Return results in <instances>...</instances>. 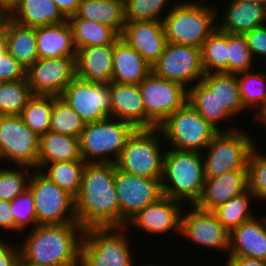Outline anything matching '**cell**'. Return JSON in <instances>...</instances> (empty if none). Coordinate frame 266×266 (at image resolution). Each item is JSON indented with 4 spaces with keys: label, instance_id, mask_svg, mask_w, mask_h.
Listing matches in <instances>:
<instances>
[{
    "label": "cell",
    "instance_id": "6da1fadb",
    "mask_svg": "<svg viewBox=\"0 0 266 266\" xmlns=\"http://www.w3.org/2000/svg\"><path fill=\"white\" fill-rule=\"evenodd\" d=\"M75 215L84 229L121 227L114 164L86 163L75 198Z\"/></svg>",
    "mask_w": 266,
    "mask_h": 266
},
{
    "label": "cell",
    "instance_id": "7a4b0ae2",
    "mask_svg": "<svg viewBox=\"0 0 266 266\" xmlns=\"http://www.w3.org/2000/svg\"><path fill=\"white\" fill-rule=\"evenodd\" d=\"M83 233L79 223L37 225L19 247L21 257L39 266H79Z\"/></svg>",
    "mask_w": 266,
    "mask_h": 266
},
{
    "label": "cell",
    "instance_id": "3957f363",
    "mask_svg": "<svg viewBox=\"0 0 266 266\" xmlns=\"http://www.w3.org/2000/svg\"><path fill=\"white\" fill-rule=\"evenodd\" d=\"M203 155V152L165 149L161 179L163 196L196 205L205 184Z\"/></svg>",
    "mask_w": 266,
    "mask_h": 266
},
{
    "label": "cell",
    "instance_id": "277c9868",
    "mask_svg": "<svg viewBox=\"0 0 266 266\" xmlns=\"http://www.w3.org/2000/svg\"><path fill=\"white\" fill-rule=\"evenodd\" d=\"M178 1L164 13L163 25L167 43L201 49L204 41L217 28L218 8L198 2Z\"/></svg>",
    "mask_w": 266,
    "mask_h": 266
},
{
    "label": "cell",
    "instance_id": "5b68a950",
    "mask_svg": "<svg viewBox=\"0 0 266 266\" xmlns=\"http://www.w3.org/2000/svg\"><path fill=\"white\" fill-rule=\"evenodd\" d=\"M134 129L130 123L111 117L87 123L79 137L81 159L86 163L115 164Z\"/></svg>",
    "mask_w": 266,
    "mask_h": 266
},
{
    "label": "cell",
    "instance_id": "8992f818",
    "mask_svg": "<svg viewBox=\"0 0 266 266\" xmlns=\"http://www.w3.org/2000/svg\"><path fill=\"white\" fill-rule=\"evenodd\" d=\"M160 133L158 127L134 129L126 139L116 167L140 177L162 178L165 150H161L162 144L158 142Z\"/></svg>",
    "mask_w": 266,
    "mask_h": 266
},
{
    "label": "cell",
    "instance_id": "52a82bcc",
    "mask_svg": "<svg viewBox=\"0 0 266 266\" xmlns=\"http://www.w3.org/2000/svg\"><path fill=\"white\" fill-rule=\"evenodd\" d=\"M125 231L126 227L84 229L79 266H133Z\"/></svg>",
    "mask_w": 266,
    "mask_h": 266
},
{
    "label": "cell",
    "instance_id": "ba28073f",
    "mask_svg": "<svg viewBox=\"0 0 266 266\" xmlns=\"http://www.w3.org/2000/svg\"><path fill=\"white\" fill-rule=\"evenodd\" d=\"M163 139L172 149L180 151L205 152V149L219 132L186 102L180 109L167 117L159 126Z\"/></svg>",
    "mask_w": 266,
    "mask_h": 266
},
{
    "label": "cell",
    "instance_id": "9c48e42d",
    "mask_svg": "<svg viewBox=\"0 0 266 266\" xmlns=\"http://www.w3.org/2000/svg\"><path fill=\"white\" fill-rule=\"evenodd\" d=\"M254 141L245 130L219 131L204 149L207 151L202 156L205 178L246 168L249 155L256 146Z\"/></svg>",
    "mask_w": 266,
    "mask_h": 266
},
{
    "label": "cell",
    "instance_id": "30bf717a",
    "mask_svg": "<svg viewBox=\"0 0 266 266\" xmlns=\"http://www.w3.org/2000/svg\"><path fill=\"white\" fill-rule=\"evenodd\" d=\"M28 189L33 194L37 225L78 223L75 199L41 171H32Z\"/></svg>",
    "mask_w": 266,
    "mask_h": 266
},
{
    "label": "cell",
    "instance_id": "8fae6325",
    "mask_svg": "<svg viewBox=\"0 0 266 266\" xmlns=\"http://www.w3.org/2000/svg\"><path fill=\"white\" fill-rule=\"evenodd\" d=\"M151 69L156 76L178 83L187 90L192 84L201 82L205 75L201 49L173 43H166L163 53Z\"/></svg>",
    "mask_w": 266,
    "mask_h": 266
},
{
    "label": "cell",
    "instance_id": "7c38bea8",
    "mask_svg": "<svg viewBox=\"0 0 266 266\" xmlns=\"http://www.w3.org/2000/svg\"><path fill=\"white\" fill-rule=\"evenodd\" d=\"M39 137L20 115H0V160L37 170Z\"/></svg>",
    "mask_w": 266,
    "mask_h": 266
},
{
    "label": "cell",
    "instance_id": "4fadbf2b",
    "mask_svg": "<svg viewBox=\"0 0 266 266\" xmlns=\"http://www.w3.org/2000/svg\"><path fill=\"white\" fill-rule=\"evenodd\" d=\"M60 97L86 124L111 117L110 83L75 77Z\"/></svg>",
    "mask_w": 266,
    "mask_h": 266
},
{
    "label": "cell",
    "instance_id": "5bb4252c",
    "mask_svg": "<svg viewBox=\"0 0 266 266\" xmlns=\"http://www.w3.org/2000/svg\"><path fill=\"white\" fill-rule=\"evenodd\" d=\"M162 178H145L121 171L114 164V183L119 201L121 227L163 194Z\"/></svg>",
    "mask_w": 266,
    "mask_h": 266
},
{
    "label": "cell",
    "instance_id": "9a60e30c",
    "mask_svg": "<svg viewBox=\"0 0 266 266\" xmlns=\"http://www.w3.org/2000/svg\"><path fill=\"white\" fill-rule=\"evenodd\" d=\"M146 115L159 126L188 99L182 85L156 76L152 71L138 84Z\"/></svg>",
    "mask_w": 266,
    "mask_h": 266
},
{
    "label": "cell",
    "instance_id": "2e32d148",
    "mask_svg": "<svg viewBox=\"0 0 266 266\" xmlns=\"http://www.w3.org/2000/svg\"><path fill=\"white\" fill-rule=\"evenodd\" d=\"M76 56L38 58L27 70L26 78L34 95L60 96L76 77Z\"/></svg>",
    "mask_w": 266,
    "mask_h": 266
},
{
    "label": "cell",
    "instance_id": "e0dca14e",
    "mask_svg": "<svg viewBox=\"0 0 266 266\" xmlns=\"http://www.w3.org/2000/svg\"><path fill=\"white\" fill-rule=\"evenodd\" d=\"M182 214L181 232L188 240L200 247L208 249H219L229 254V234L230 232L219 222L213 211H205L196 205Z\"/></svg>",
    "mask_w": 266,
    "mask_h": 266
},
{
    "label": "cell",
    "instance_id": "ac0fdd59",
    "mask_svg": "<svg viewBox=\"0 0 266 266\" xmlns=\"http://www.w3.org/2000/svg\"><path fill=\"white\" fill-rule=\"evenodd\" d=\"M181 202L172 198L161 196L157 201L147 205L140 210L127 224L141 228L146 233L152 234H166L171 230H175L180 235L182 210Z\"/></svg>",
    "mask_w": 266,
    "mask_h": 266
},
{
    "label": "cell",
    "instance_id": "d6986e66",
    "mask_svg": "<svg viewBox=\"0 0 266 266\" xmlns=\"http://www.w3.org/2000/svg\"><path fill=\"white\" fill-rule=\"evenodd\" d=\"M120 38L151 66L159 59L167 43L162 21H126Z\"/></svg>",
    "mask_w": 266,
    "mask_h": 266
},
{
    "label": "cell",
    "instance_id": "ffe728a7",
    "mask_svg": "<svg viewBox=\"0 0 266 266\" xmlns=\"http://www.w3.org/2000/svg\"><path fill=\"white\" fill-rule=\"evenodd\" d=\"M111 118L136 128L158 127L147 115L139 85L110 83Z\"/></svg>",
    "mask_w": 266,
    "mask_h": 266
},
{
    "label": "cell",
    "instance_id": "44dd1931",
    "mask_svg": "<svg viewBox=\"0 0 266 266\" xmlns=\"http://www.w3.org/2000/svg\"><path fill=\"white\" fill-rule=\"evenodd\" d=\"M248 190V168L238 169L222 175L205 178L202 196L196 203L201 210L214 211L229 199Z\"/></svg>",
    "mask_w": 266,
    "mask_h": 266
},
{
    "label": "cell",
    "instance_id": "7402d4cb",
    "mask_svg": "<svg viewBox=\"0 0 266 266\" xmlns=\"http://www.w3.org/2000/svg\"><path fill=\"white\" fill-rule=\"evenodd\" d=\"M229 256L266 261V216L254 217L230 231Z\"/></svg>",
    "mask_w": 266,
    "mask_h": 266
},
{
    "label": "cell",
    "instance_id": "603a6c76",
    "mask_svg": "<svg viewBox=\"0 0 266 266\" xmlns=\"http://www.w3.org/2000/svg\"><path fill=\"white\" fill-rule=\"evenodd\" d=\"M114 44L90 46L77 50L76 77L93 82L111 83Z\"/></svg>",
    "mask_w": 266,
    "mask_h": 266
},
{
    "label": "cell",
    "instance_id": "cb8c5ba5",
    "mask_svg": "<svg viewBox=\"0 0 266 266\" xmlns=\"http://www.w3.org/2000/svg\"><path fill=\"white\" fill-rule=\"evenodd\" d=\"M151 71V65L125 41L119 38L114 43L111 82L138 85Z\"/></svg>",
    "mask_w": 266,
    "mask_h": 266
},
{
    "label": "cell",
    "instance_id": "d4e9b609",
    "mask_svg": "<svg viewBox=\"0 0 266 266\" xmlns=\"http://www.w3.org/2000/svg\"><path fill=\"white\" fill-rule=\"evenodd\" d=\"M226 11L217 29L224 33L245 34L266 22V3L227 1Z\"/></svg>",
    "mask_w": 266,
    "mask_h": 266
},
{
    "label": "cell",
    "instance_id": "484cf974",
    "mask_svg": "<svg viewBox=\"0 0 266 266\" xmlns=\"http://www.w3.org/2000/svg\"><path fill=\"white\" fill-rule=\"evenodd\" d=\"M39 58L76 56L72 29L68 21L36 27Z\"/></svg>",
    "mask_w": 266,
    "mask_h": 266
},
{
    "label": "cell",
    "instance_id": "4316f807",
    "mask_svg": "<svg viewBox=\"0 0 266 266\" xmlns=\"http://www.w3.org/2000/svg\"><path fill=\"white\" fill-rule=\"evenodd\" d=\"M82 160L79 149V138L48 131L39 137L37 170L48 163Z\"/></svg>",
    "mask_w": 266,
    "mask_h": 266
},
{
    "label": "cell",
    "instance_id": "83f0119b",
    "mask_svg": "<svg viewBox=\"0 0 266 266\" xmlns=\"http://www.w3.org/2000/svg\"><path fill=\"white\" fill-rule=\"evenodd\" d=\"M8 18L26 27L59 24L67 21L53 0H21Z\"/></svg>",
    "mask_w": 266,
    "mask_h": 266
},
{
    "label": "cell",
    "instance_id": "f1b7e54d",
    "mask_svg": "<svg viewBox=\"0 0 266 266\" xmlns=\"http://www.w3.org/2000/svg\"><path fill=\"white\" fill-rule=\"evenodd\" d=\"M69 18H82L104 24L121 35L125 25L124 0H81Z\"/></svg>",
    "mask_w": 266,
    "mask_h": 266
},
{
    "label": "cell",
    "instance_id": "f546056e",
    "mask_svg": "<svg viewBox=\"0 0 266 266\" xmlns=\"http://www.w3.org/2000/svg\"><path fill=\"white\" fill-rule=\"evenodd\" d=\"M7 51L27 70L38 58L36 27H26L6 17Z\"/></svg>",
    "mask_w": 266,
    "mask_h": 266
},
{
    "label": "cell",
    "instance_id": "4dcf8cb0",
    "mask_svg": "<svg viewBox=\"0 0 266 266\" xmlns=\"http://www.w3.org/2000/svg\"><path fill=\"white\" fill-rule=\"evenodd\" d=\"M187 102L213 127L218 131H233L236 130L228 128V130L220 129V122H225L227 119L233 117L216 99L215 95L202 83L197 82L188 89ZM219 125V126H218Z\"/></svg>",
    "mask_w": 266,
    "mask_h": 266
},
{
    "label": "cell",
    "instance_id": "1f68e13d",
    "mask_svg": "<svg viewBox=\"0 0 266 266\" xmlns=\"http://www.w3.org/2000/svg\"><path fill=\"white\" fill-rule=\"evenodd\" d=\"M76 51L90 46L114 44L120 35L109 26L82 18H68Z\"/></svg>",
    "mask_w": 266,
    "mask_h": 266
},
{
    "label": "cell",
    "instance_id": "d6a6232c",
    "mask_svg": "<svg viewBox=\"0 0 266 266\" xmlns=\"http://www.w3.org/2000/svg\"><path fill=\"white\" fill-rule=\"evenodd\" d=\"M201 82L215 95L216 99L232 116L241 114L244 106L240 97L237 77L229 73L205 74Z\"/></svg>",
    "mask_w": 266,
    "mask_h": 266
},
{
    "label": "cell",
    "instance_id": "836d02e7",
    "mask_svg": "<svg viewBox=\"0 0 266 266\" xmlns=\"http://www.w3.org/2000/svg\"><path fill=\"white\" fill-rule=\"evenodd\" d=\"M85 165L86 162L83 160L61 161L48 163L40 171L75 199L81 189L82 173Z\"/></svg>",
    "mask_w": 266,
    "mask_h": 266
},
{
    "label": "cell",
    "instance_id": "e575fe53",
    "mask_svg": "<svg viewBox=\"0 0 266 266\" xmlns=\"http://www.w3.org/2000/svg\"><path fill=\"white\" fill-rule=\"evenodd\" d=\"M246 71L236 74L237 84L245 111L253 107L255 118L266 110V75Z\"/></svg>",
    "mask_w": 266,
    "mask_h": 266
},
{
    "label": "cell",
    "instance_id": "d590c367",
    "mask_svg": "<svg viewBox=\"0 0 266 266\" xmlns=\"http://www.w3.org/2000/svg\"><path fill=\"white\" fill-rule=\"evenodd\" d=\"M201 56L205 74L228 73V33L216 28L204 41Z\"/></svg>",
    "mask_w": 266,
    "mask_h": 266
},
{
    "label": "cell",
    "instance_id": "8d00e7d4",
    "mask_svg": "<svg viewBox=\"0 0 266 266\" xmlns=\"http://www.w3.org/2000/svg\"><path fill=\"white\" fill-rule=\"evenodd\" d=\"M252 198L255 200L254 195L248 189L243 194L229 199L213 212L216 214L219 222L230 232L233 228L255 217L250 210Z\"/></svg>",
    "mask_w": 266,
    "mask_h": 266
},
{
    "label": "cell",
    "instance_id": "74e56055",
    "mask_svg": "<svg viewBox=\"0 0 266 266\" xmlns=\"http://www.w3.org/2000/svg\"><path fill=\"white\" fill-rule=\"evenodd\" d=\"M86 123L60 97L52 96L50 131L79 138Z\"/></svg>",
    "mask_w": 266,
    "mask_h": 266
},
{
    "label": "cell",
    "instance_id": "f35d334b",
    "mask_svg": "<svg viewBox=\"0 0 266 266\" xmlns=\"http://www.w3.org/2000/svg\"><path fill=\"white\" fill-rule=\"evenodd\" d=\"M33 96L27 78L3 82L0 87V115H20Z\"/></svg>",
    "mask_w": 266,
    "mask_h": 266
},
{
    "label": "cell",
    "instance_id": "ab89813d",
    "mask_svg": "<svg viewBox=\"0 0 266 266\" xmlns=\"http://www.w3.org/2000/svg\"><path fill=\"white\" fill-rule=\"evenodd\" d=\"M52 96L34 95L22 110L23 123L41 136L50 130Z\"/></svg>",
    "mask_w": 266,
    "mask_h": 266
},
{
    "label": "cell",
    "instance_id": "60d3db41",
    "mask_svg": "<svg viewBox=\"0 0 266 266\" xmlns=\"http://www.w3.org/2000/svg\"><path fill=\"white\" fill-rule=\"evenodd\" d=\"M17 167H23V171ZM15 168L17 169L0 168V200L12 201L29 187L32 175L30 171L35 169L28 166H16Z\"/></svg>",
    "mask_w": 266,
    "mask_h": 266
},
{
    "label": "cell",
    "instance_id": "b9f144b4",
    "mask_svg": "<svg viewBox=\"0 0 266 266\" xmlns=\"http://www.w3.org/2000/svg\"><path fill=\"white\" fill-rule=\"evenodd\" d=\"M254 59L245 35L228 33V73L236 75L253 70Z\"/></svg>",
    "mask_w": 266,
    "mask_h": 266
},
{
    "label": "cell",
    "instance_id": "7bdbcfd3",
    "mask_svg": "<svg viewBox=\"0 0 266 266\" xmlns=\"http://www.w3.org/2000/svg\"><path fill=\"white\" fill-rule=\"evenodd\" d=\"M168 0H124L125 21H163Z\"/></svg>",
    "mask_w": 266,
    "mask_h": 266
},
{
    "label": "cell",
    "instance_id": "ee69618b",
    "mask_svg": "<svg viewBox=\"0 0 266 266\" xmlns=\"http://www.w3.org/2000/svg\"><path fill=\"white\" fill-rule=\"evenodd\" d=\"M256 145L251 151L248 162V189L256 201L266 200V155L259 152Z\"/></svg>",
    "mask_w": 266,
    "mask_h": 266
},
{
    "label": "cell",
    "instance_id": "f6af8a7d",
    "mask_svg": "<svg viewBox=\"0 0 266 266\" xmlns=\"http://www.w3.org/2000/svg\"><path fill=\"white\" fill-rule=\"evenodd\" d=\"M10 203L18 233L25 230L27 225L32 226L31 229L37 226L33 194L29 189L19 194Z\"/></svg>",
    "mask_w": 266,
    "mask_h": 266
},
{
    "label": "cell",
    "instance_id": "bcb514c9",
    "mask_svg": "<svg viewBox=\"0 0 266 266\" xmlns=\"http://www.w3.org/2000/svg\"><path fill=\"white\" fill-rule=\"evenodd\" d=\"M0 78L4 82L26 78V69L8 51L0 56Z\"/></svg>",
    "mask_w": 266,
    "mask_h": 266
},
{
    "label": "cell",
    "instance_id": "7dc6e473",
    "mask_svg": "<svg viewBox=\"0 0 266 266\" xmlns=\"http://www.w3.org/2000/svg\"><path fill=\"white\" fill-rule=\"evenodd\" d=\"M244 35L253 58L266 57V24L255 27Z\"/></svg>",
    "mask_w": 266,
    "mask_h": 266
},
{
    "label": "cell",
    "instance_id": "c3c4849f",
    "mask_svg": "<svg viewBox=\"0 0 266 266\" xmlns=\"http://www.w3.org/2000/svg\"><path fill=\"white\" fill-rule=\"evenodd\" d=\"M6 242L0 248V266H17V262L21 257V251L18 246L15 248Z\"/></svg>",
    "mask_w": 266,
    "mask_h": 266
},
{
    "label": "cell",
    "instance_id": "681fc988",
    "mask_svg": "<svg viewBox=\"0 0 266 266\" xmlns=\"http://www.w3.org/2000/svg\"><path fill=\"white\" fill-rule=\"evenodd\" d=\"M0 228L16 231V222L11 212L10 201L0 200Z\"/></svg>",
    "mask_w": 266,
    "mask_h": 266
},
{
    "label": "cell",
    "instance_id": "f907efd6",
    "mask_svg": "<svg viewBox=\"0 0 266 266\" xmlns=\"http://www.w3.org/2000/svg\"><path fill=\"white\" fill-rule=\"evenodd\" d=\"M62 13V15L68 19L74 16L78 10L81 0H53Z\"/></svg>",
    "mask_w": 266,
    "mask_h": 266
},
{
    "label": "cell",
    "instance_id": "816d5d0a",
    "mask_svg": "<svg viewBox=\"0 0 266 266\" xmlns=\"http://www.w3.org/2000/svg\"><path fill=\"white\" fill-rule=\"evenodd\" d=\"M227 266H266V261L245 256H227ZM225 265V266H226Z\"/></svg>",
    "mask_w": 266,
    "mask_h": 266
},
{
    "label": "cell",
    "instance_id": "f5cc1de1",
    "mask_svg": "<svg viewBox=\"0 0 266 266\" xmlns=\"http://www.w3.org/2000/svg\"><path fill=\"white\" fill-rule=\"evenodd\" d=\"M20 1L21 0H0V14L3 17H8L19 5Z\"/></svg>",
    "mask_w": 266,
    "mask_h": 266
},
{
    "label": "cell",
    "instance_id": "db71d44e",
    "mask_svg": "<svg viewBox=\"0 0 266 266\" xmlns=\"http://www.w3.org/2000/svg\"><path fill=\"white\" fill-rule=\"evenodd\" d=\"M7 37H6V17L0 21V56L7 51Z\"/></svg>",
    "mask_w": 266,
    "mask_h": 266
},
{
    "label": "cell",
    "instance_id": "11a10c76",
    "mask_svg": "<svg viewBox=\"0 0 266 266\" xmlns=\"http://www.w3.org/2000/svg\"><path fill=\"white\" fill-rule=\"evenodd\" d=\"M17 266H39V265H35V264L30 263V262H27L22 257H20L18 262H17Z\"/></svg>",
    "mask_w": 266,
    "mask_h": 266
},
{
    "label": "cell",
    "instance_id": "9f6ffc18",
    "mask_svg": "<svg viewBox=\"0 0 266 266\" xmlns=\"http://www.w3.org/2000/svg\"><path fill=\"white\" fill-rule=\"evenodd\" d=\"M256 120H258V122H261L266 126V110L259 117H257Z\"/></svg>",
    "mask_w": 266,
    "mask_h": 266
},
{
    "label": "cell",
    "instance_id": "6f0895ef",
    "mask_svg": "<svg viewBox=\"0 0 266 266\" xmlns=\"http://www.w3.org/2000/svg\"><path fill=\"white\" fill-rule=\"evenodd\" d=\"M230 1H234V2L266 3V0H230Z\"/></svg>",
    "mask_w": 266,
    "mask_h": 266
},
{
    "label": "cell",
    "instance_id": "680465c9",
    "mask_svg": "<svg viewBox=\"0 0 266 266\" xmlns=\"http://www.w3.org/2000/svg\"><path fill=\"white\" fill-rule=\"evenodd\" d=\"M6 243V239H5V241L2 239H0V248L4 245Z\"/></svg>",
    "mask_w": 266,
    "mask_h": 266
},
{
    "label": "cell",
    "instance_id": "91938a15",
    "mask_svg": "<svg viewBox=\"0 0 266 266\" xmlns=\"http://www.w3.org/2000/svg\"><path fill=\"white\" fill-rule=\"evenodd\" d=\"M142 266H158V265H157V264L155 265V264H152V263H151V264L149 263V264L147 265V264L145 263V265H142ZM159 266H161V265L159 264Z\"/></svg>",
    "mask_w": 266,
    "mask_h": 266
},
{
    "label": "cell",
    "instance_id": "94428289",
    "mask_svg": "<svg viewBox=\"0 0 266 266\" xmlns=\"http://www.w3.org/2000/svg\"><path fill=\"white\" fill-rule=\"evenodd\" d=\"M3 80L0 78V87H1V85L3 84Z\"/></svg>",
    "mask_w": 266,
    "mask_h": 266
}]
</instances>
